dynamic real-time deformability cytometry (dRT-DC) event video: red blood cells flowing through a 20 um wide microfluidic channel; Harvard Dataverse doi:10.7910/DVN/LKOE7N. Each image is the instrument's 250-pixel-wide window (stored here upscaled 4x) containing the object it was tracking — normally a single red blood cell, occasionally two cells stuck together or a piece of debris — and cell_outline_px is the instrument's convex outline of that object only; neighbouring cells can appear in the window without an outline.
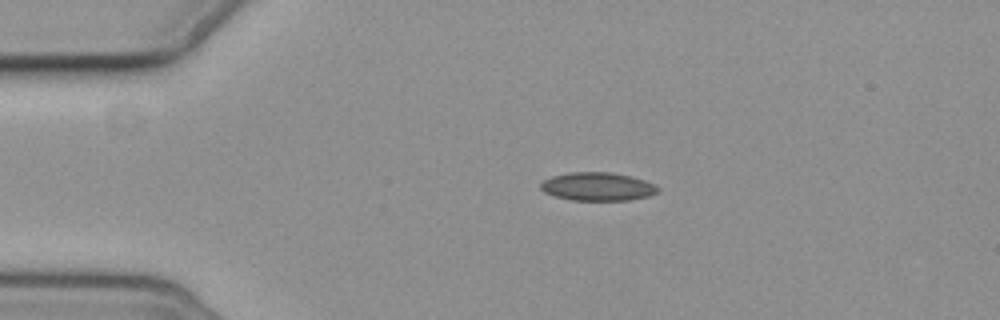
{"species": "common noctule bat (a hibernating species)", "species_latin": "Nyctalus noctula", "temperature_condition": "cold", "stored_images_in_passage": 6, "camera_frame_rate_fps": 3000, "um_per_image_px": 0.085, "animal": {"sex": "female", "body_mass_g": 19.3, "forearm_length_mm": 54.1}, "frame": {"image": 1, "passage_image": 1, "time_ms": 0.0, "image_size_px": [1000, 320], "cell_outline_px": [[660, 188], [656, 192], [648, 196], [628, 200], [572, 200], [556, 196], [544, 192], [540, 188], [540, 184], [544, 180], [552, 176], [572, 172], [612, 172], [644, 180]], "centroid_in_image_um": [50.77, 15.85], "position_along_channel_um": 34.2, "area_um2": 19.07}}
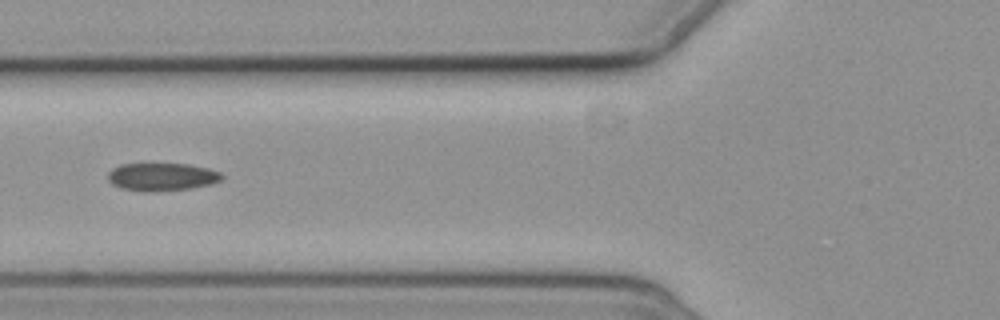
{"frame": {"image": 2, "passage_image": 4, "time_ms": 3.333, "image_size_px": [1000, 320], "cell_outline_px": [[224, 176], [220, 180], [212, 184], [192, 188], [144, 192], [120, 188], [112, 184], [108, 180], [108, 172], [112, 168], [120, 164], [188, 164], [208, 168], [220, 172]], "centroid_in_image_um": [13.74, 15.03], "position_along_channel_um": 112.1, "area_um2": 18.55}}
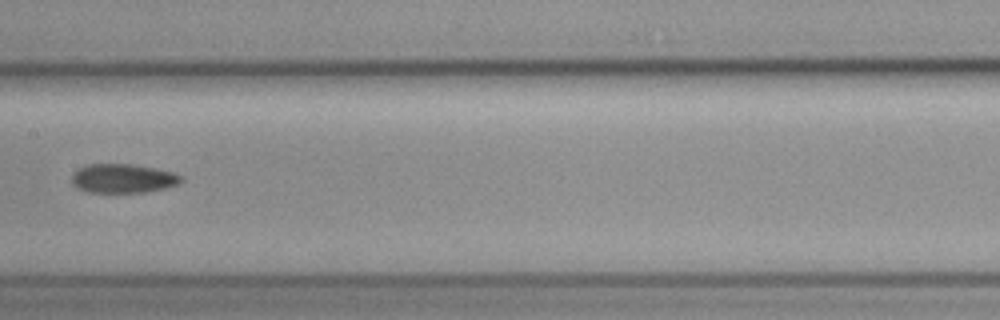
{"frame": {"image": 3, "passage_image": 6, "time_ms": 5.667, "image_size_px": [1000, 320], "cell_outline_px": [[184, 180], [180, 184], [164, 188], [144, 192], [88, 192], [72, 184], [72, 176], [80, 168], [88, 164], [132, 164], [156, 168], [172, 172], [184, 176]], "centroid_in_image_um": [10.52, 15.16], "position_along_channel_um": 196.9, "area_um2": 18.44}}